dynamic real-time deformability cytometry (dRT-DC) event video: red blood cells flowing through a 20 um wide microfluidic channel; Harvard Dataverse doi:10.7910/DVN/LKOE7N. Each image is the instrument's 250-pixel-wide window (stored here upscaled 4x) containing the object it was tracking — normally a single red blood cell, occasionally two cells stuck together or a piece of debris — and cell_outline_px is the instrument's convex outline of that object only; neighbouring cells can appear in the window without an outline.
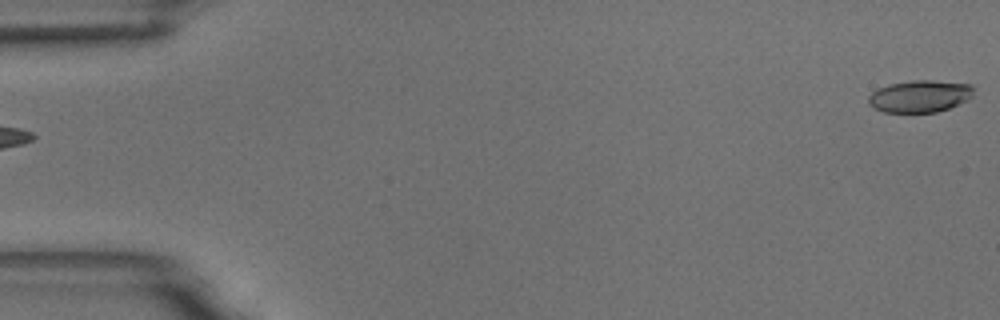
{"species": "common noctule bat (a hibernating species)", "species_latin": "Nyctalus noctula", "temperature_condition": "room temperature", "stored_images_in_passage": 6, "segment_of_instrument_passage": [2, 2], "camera_frame_rate_fps": 3000, "um_per_image_px": 0.085, "animal": {"sex": "male", "body_mass_g": 18.8}, "frame": {"image": 1, "passage_image": 6, "time_ms": 5.667, "image_size_px": [1000, 320], "cell_outline_px": [[972, 96], [968, 100], [948, 108], [936, 112], [884, 112], [872, 108], [868, 104], [868, 96], [872, 92], [888, 84], [912, 80], [932, 80], [972, 84]], "centroid_in_image_um": [78.16, 8.18], "position_along_channel_um": 6.8, "area_um2": 19.71}}